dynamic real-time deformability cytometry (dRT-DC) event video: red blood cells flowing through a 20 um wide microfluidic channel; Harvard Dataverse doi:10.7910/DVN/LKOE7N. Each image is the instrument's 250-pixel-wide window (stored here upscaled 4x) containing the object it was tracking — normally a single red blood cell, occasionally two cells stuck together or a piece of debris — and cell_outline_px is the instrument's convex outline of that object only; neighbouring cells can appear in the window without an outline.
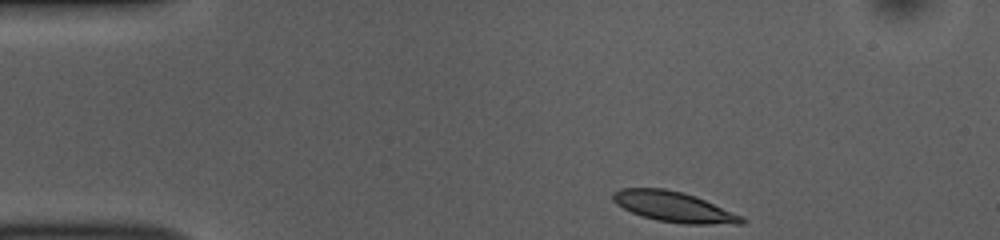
{"species": "common noctule bat (a hibernating species)", "species_latin": "Nyctalus noctula", "temperature_condition": "room temperature", "stored_images_in_passage": 45, "camera_frame_rate_fps": 3000, "um_per_image_px": 0.085, "animal": {"sex": "female", "body_mass_g": 10.0, "forearm_length_mm": 53.1}, "frame": {"image": 1, "passage_image": 1, "time_ms": 0.0, "image_size_px": [1000, 240], "cell_outline_px": [[748, 220], [744, 224], [684, 224], [656, 220], [632, 212], [616, 204], [612, 200], [612, 192], [620, 188], [664, 188], [696, 196], [744, 216]], "centroid_in_image_um": [57.32, 17.58], "position_along_channel_um": 27.7, "area_um2": 22.89}}
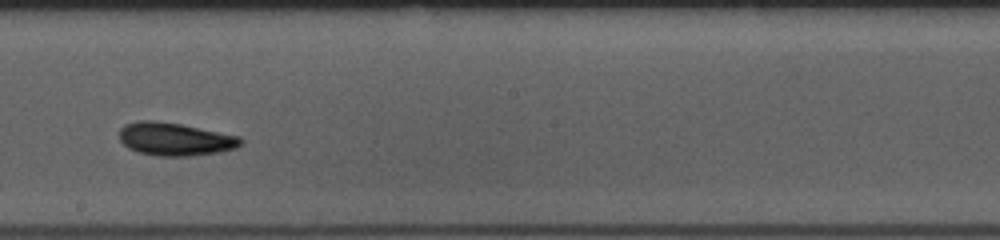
{"frame": {"image": 2, "passage_image": 22, "time_ms": 7.0, "image_size_px": [1000, 240], "cell_outline_px": [[244, 140], [236, 148], [220, 152], [188, 156], [156, 156], [136, 152], [128, 148], [120, 140], [120, 128], [124, 124], [136, 120], [156, 120], [180, 124], [240, 136]], "centroid_in_image_um": [14.85, 11.82], "position_along_channel_um": 233.4, "area_um2": 23.52}}
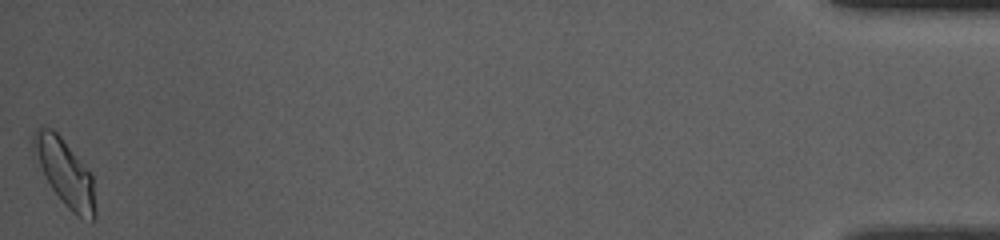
{"frame": {"image": 3, "passage_image": 45, "time_ms": 14.667, "image_size_px": [1000, 240], "cell_outline_px": [[96, 220], [92, 224], [76, 216], [64, 204], [52, 188], [32, 156], [32, 132], [40, 124], [52, 128], [60, 136], [92, 172], [96, 212]], "centroid_in_image_um": [5.51, 14.66], "position_along_channel_um": 429.7, "area_um2": 24.8}, "authors_computed_cell_mechanics": {"area_um2": 22.3108, "velocity_mm_per_s": 3.7758, "shape_relaxation_time_tau1_ms": 4.48, "shape_relaxation_time_tau2_ms": 3.1282, "deformation_change_tau1": 0.1261, "deformation_change_tau2": 0.0886}}